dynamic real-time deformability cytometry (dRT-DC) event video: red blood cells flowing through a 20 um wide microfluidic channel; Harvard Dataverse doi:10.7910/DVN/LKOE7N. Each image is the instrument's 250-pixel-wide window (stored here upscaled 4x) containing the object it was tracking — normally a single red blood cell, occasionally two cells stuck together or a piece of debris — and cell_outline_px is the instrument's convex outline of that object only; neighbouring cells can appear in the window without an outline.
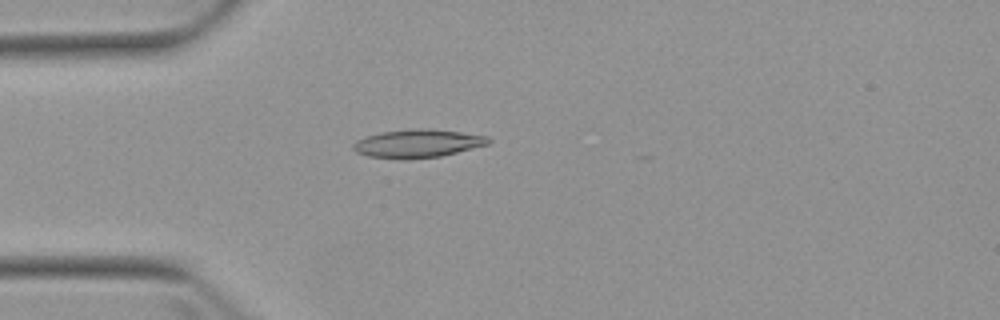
{"species": "Egyptian fruit bat (a non-hibernating species)", "species_latin": "Rousettus aegyptiacus", "temperature_condition": "warm", "stored_images_in_passage": 5, "camera_frame_rate_fps": 3000, "um_per_image_px": 0.085, "animal": {"sex": "female"}, "frame": {"image": 1, "passage_image": 4, "time_ms": 3.667, "image_size_px": [1000, 320], "cell_outline_px": [[492, 140], [488, 144], [440, 156], [408, 160], [400, 160], [368, 156], [356, 152], [352, 148], [352, 144], [356, 140], [380, 132], [420, 128], [460, 132], [488, 136]], "centroid_in_image_um": [35.46, 12.21], "position_along_channel_um": 49.5, "area_um2": 22.2}}